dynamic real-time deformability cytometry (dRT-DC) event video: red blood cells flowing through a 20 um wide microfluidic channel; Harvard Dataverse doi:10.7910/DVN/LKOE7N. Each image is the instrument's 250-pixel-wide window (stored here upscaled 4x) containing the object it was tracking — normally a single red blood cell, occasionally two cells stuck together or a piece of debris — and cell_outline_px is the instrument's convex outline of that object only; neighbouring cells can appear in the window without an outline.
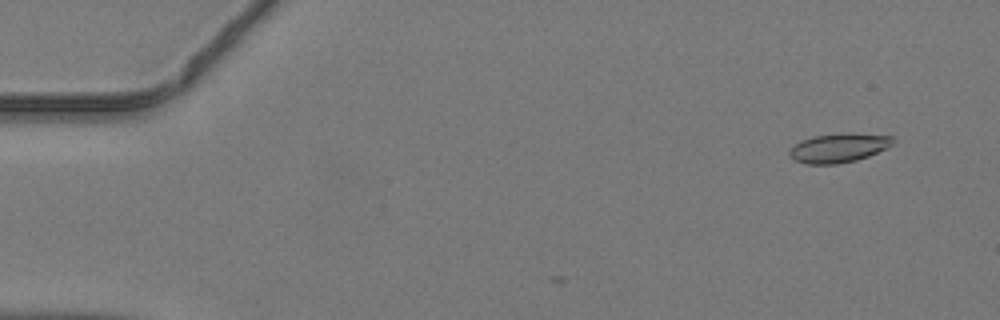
{"species": "common noctule bat (a hibernating species)", "species_latin": "Nyctalus noctula", "temperature_condition": "warm", "stored_images_in_passage": 4, "camera_frame_rate_fps": 3000, "um_per_image_px": 0.085, "animal": {"sex": "male", "body_mass_g": 19.2, "forearm_length_mm": 51.8}, "frame": {"image": 1, "passage_image": 1, "time_ms": 0.0, "image_size_px": [1000, 320], "cell_outline_px": [[896, 140], [888, 148], [868, 156], [856, 160], [836, 164], [804, 164], [796, 160], [788, 152], [800, 140], [812, 136], [840, 132], [852, 132], [892, 136]], "centroid_in_image_um": [71.33, 12.54], "position_along_channel_um": 13.7, "area_um2": 17.8}}